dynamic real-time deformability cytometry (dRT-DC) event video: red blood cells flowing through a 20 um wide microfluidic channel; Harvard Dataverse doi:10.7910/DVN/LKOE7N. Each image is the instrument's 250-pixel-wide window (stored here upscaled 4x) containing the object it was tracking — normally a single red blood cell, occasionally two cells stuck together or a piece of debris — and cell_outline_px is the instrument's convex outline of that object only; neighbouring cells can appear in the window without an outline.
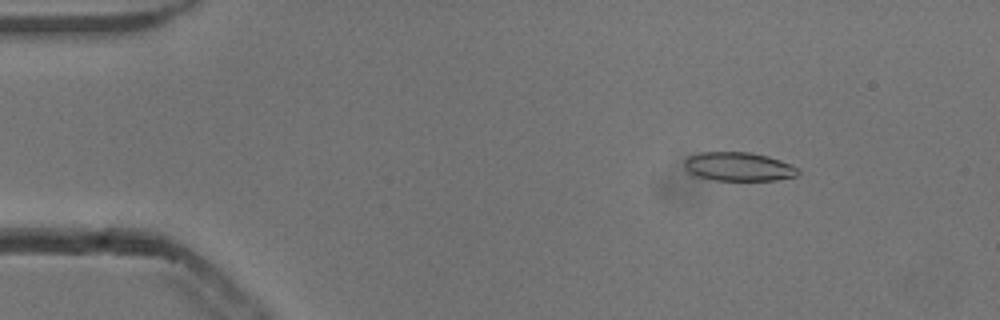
{"species": "common noctule bat (a hibernating species)", "species_latin": "Nyctalus noctula", "temperature_condition": "cold", "stored_images_in_passage": 53, "camera_frame_rate_fps": 3000, "um_per_image_px": 0.085, "animal": {"sex": "male", "body_mass_g": 13.3}, "frame": {"image": 1, "passage_image": 7, "time_ms": 2.0, "image_size_px": [1000, 320], "cell_outline_px": [[800, 172], [796, 176], [776, 180], [716, 180], [696, 176], [688, 172], [684, 164], [684, 160], [688, 156], [700, 152], [752, 152], [768, 156], [780, 160], [796, 168]], "centroid_in_image_um": [62.75, 14.16], "position_along_channel_um": 22.3, "area_um2": 19.02}}
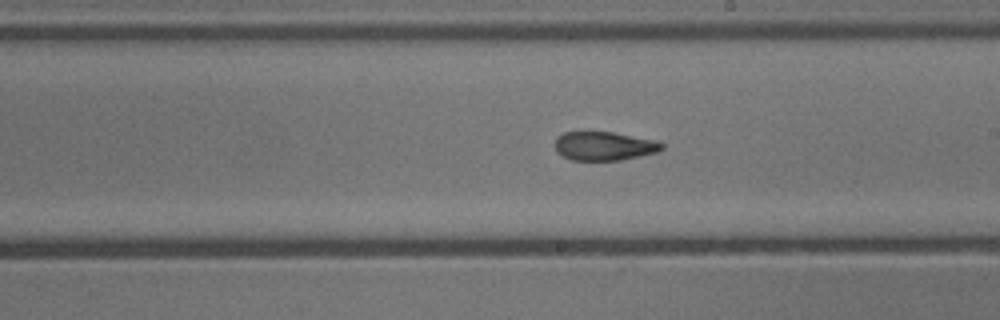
{"frame": {"image": 2, "passage_image": 30, "time_ms": 9.667, "image_size_px": [1000, 320], "cell_outline_px": [[664, 148], [656, 152], [640, 156], [620, 160], [572, 160], [556, 152], [556, 136], [564, 132], [612, 132], [656, 140], [664, 144]], "centroid_in_image_um": [51.36, 12.41], "position_along_channel_um": 237.6, "area_um2": 17.86}}
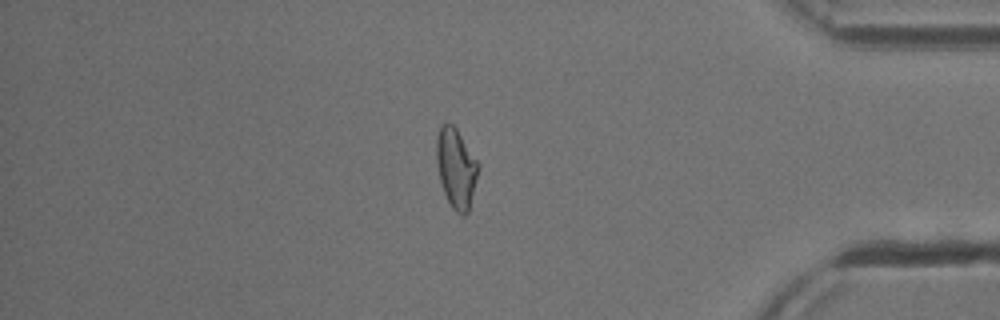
{"frame": {"image": 3, "passage_image": 45, "time_ms": 14.667, "image_size_px": [1000, 320], "cell_outline_px": [[480, 164], [468, 212], [464, 216], [456, 212], [452, 208], [444, 192], [440, 180], [436, 160], [436, 136], [440, 124], [448, 120], [456, 128]], "centroid_in_image_um": [38.75, 14.23], "position_along_channel_um": 396.4, "area_um2": 19.48}, "authors_computed_cell_mechanics": {"area_um2": 19.2474, "velocity_mm_per_s": 3.8366, "shape_relaxation_time_tau1_ms": null, "shape_relaxation_time_tau2_ms": 1.7763, "deformation_change_tau1": null, "deformation_change_tau2": 0.0848}}